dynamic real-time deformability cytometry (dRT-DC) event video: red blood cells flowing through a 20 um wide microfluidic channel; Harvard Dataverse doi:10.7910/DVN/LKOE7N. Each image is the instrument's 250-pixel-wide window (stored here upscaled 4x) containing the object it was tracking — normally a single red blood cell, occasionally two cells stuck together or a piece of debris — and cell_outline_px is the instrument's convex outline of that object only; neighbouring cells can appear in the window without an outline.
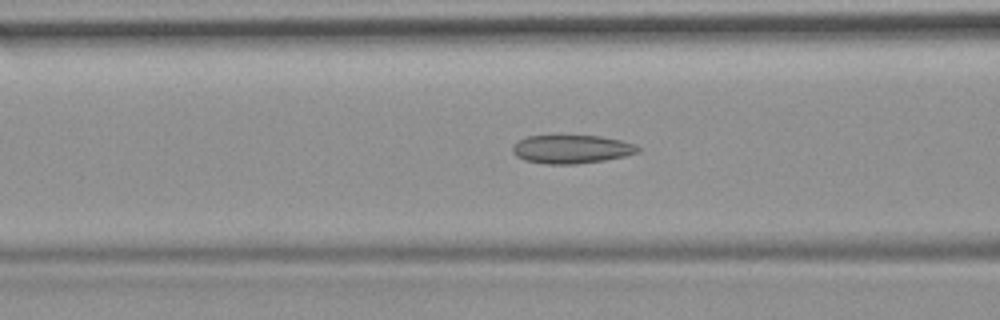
{"species": "common noctule bat (a hibernating species)", "species_latin": "Nyctalus noctula", "temperature_condition": "room temperature", "stored_images_in_passage": 39, "camera_frame_rate_fps": 3000, "um_per_image_px": 0.085, "animal": {"sex": "female", "body_mass_g": 19.9}, "frame": {"image": 1, "passage_image": 7, "time_ms": 2.0, "image_size_px": [1000, 320], "cell_outline_px": [[640, 152], [624, 156], [604, 160], [576, 164], [544, 164], [524, 160], [516, 156], [512, 152], [512, 144], [516, 140], [528, 136], [600, 136], [620, 140], [636, 144], [640, 148]], "centroid_in_image_um": [48.55, 12.68], "position_along_channel_um": 118.1, "area_um2": 20.92}}
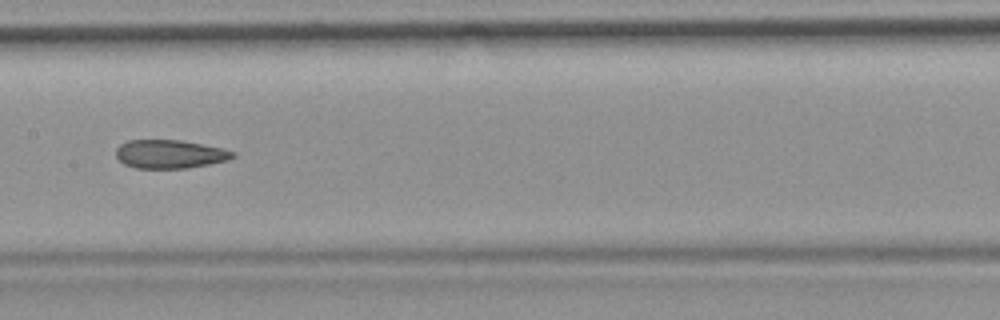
{"frame": {"image": 2, "passage_image": 13, "time_ms": 4.0, "image_size_px": [1000, 320], "cell_outline_px": [[236, 156], [228, 160], [188, 168], [136, 168], [124, 164], [116, 156], [116, 148], [120, 144], [128, 140], [180, 140], [220, 148], [236, 152]], "centroid_in_image_um": [14.42, 13.1], "position_along_channel_um": 193.0, "area_um2": 19.31}}
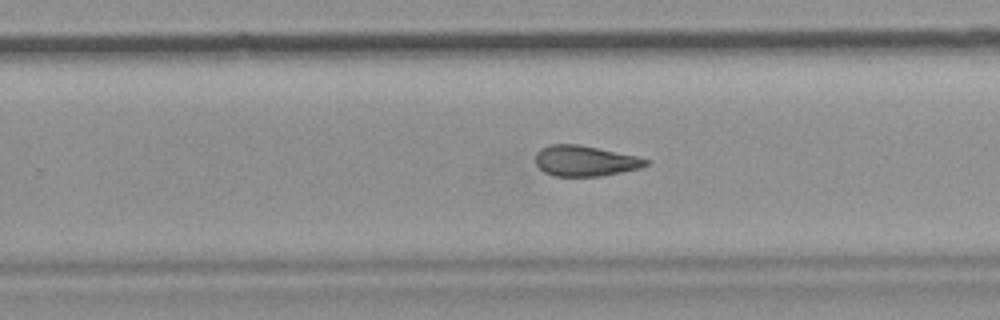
{"frame": {"image": 3, "passage_image": 20, "time_ms": 6.333, "image_size_px": [1000, 320], "cell_outline_px": [[648, 164], [640, 168], [600, 176], [552, 176], [544, 172], [536, 164], [536, 152], [540, 148], [548, 144], [576, 144], [636, 156], [648, 160]], "centroid_in_image_um": [49.67, 13.67], "position_along_channel_um": 280.1, "area_um2": 19.48}, "authors_computed_cell_mechanics": {"area_um2": 20.4034, "velocity_mm_per_s": 3.7499, "shape_relaxation_time_tau1_ms": null, "shape_relaxation_time_tau2_ms": 2.8986, "deformation_change_tau1": null, "deformation_change_tau2": 0.0963}}